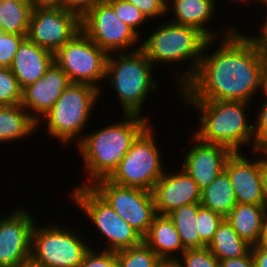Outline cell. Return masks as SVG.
<instances>
[{
  "label": "cell",
  "mask_w": 267,
  "mask_h": 267,
  "mask_svg": "<svg viewBox=\"0 0 267 267\" xmlns=\"http://www.w3.org/2000/svg\"><path fill=\"white\" fill-rule=\"evenodd\" d=\"M37 129V122L22 105L0 106V144L25 139Z\"/></svg>",
  "instance_id": "23"
},
{
  "label": "cell",
  "mask_w": 267,
  "mask_h": 267,
  "mask_svg": "<svg viewBox=\"0 0 267 267\" xmlns=\"http://www.w3.org/2000/svg\"><path fill=\"white\" fill-rule=\"evenodd\" d=\"M31 13L29 0H0V26L6 33L27 36Z\"/></svg>",
  "instance_id": "26"
},
{
  "label": "cell",
  "mask_w": 267,
  "mask_h": 267,
  "mask_svg": "<svg viewBox=\"0 0 267 267\" xmlns=\"http://www.w3.org/2000/svg\"><path fill=\"white\" fill-rule=\"evenodd\" d=\"M136 6L149 20L162 17L167 12V0H126ZM153 18V19H152Z\"/></svg>",
  "instance_id": "36"
},
{
  "label": "cell",
  "mask_w": 267,
  "mask_h": 267,
  "mask_svg": "<svg viewBox=\"0 0 267 267\" xmlns=\"http://www.w3.org/2000/svg\"><path fill=\"white\" fill-rule=\"evenodd\" d=\"M117 16L128 26H130L139 36L140 26L149 21L146 16L133 4L126 0H117L109 3Z\"/></svg>",
  "instance_id": "31"
},
{
  "label": "cell",
  "mask_w": 267,
  "mask_h": 267,
  "mask_svg": "<svg viewBox=\"0 0 267 267\" xmlns=\"http://www.w3.org/2000/svg\"><path fill=\"white\" fill-rule=\"evenodd\" d=\"M259 2H260V5L262 2V4H264L266 6V9H267V0H259L257 3L259 4Z\"/></svg>",
  "instance_id": "50"
},
{
  "label": "cell",
  "mask_w": 267,
  "mask_h": 267,
  "mask_svg": "<svg viewBox=\"0 0 267 267\" xmlns=\"http://www.w3.org/2000/svg\"><path fill=\"white\" fill-rule=\"evenodd\" d=\"M16 267H42V266L34 262L32 259H29L23 263L18 264Z\"/></svg>",
  "instance_id": "45"
},
{
  "label": "cell",
  "mask_w": 267,
  "mask_h": 267,
  "mask_svg": "<svg viewBox=\"0 0 267 267\" xmlns=\"http://www.w3.org/2000/svg\"><path fill=\"white\" fill-rule=\"evenodd\" d=\"M32 9H62L64 0H29Z\"/></svg>",
  "instance_id": "41"
},
{
  "label": "cell",
  "mask_w": 267,
  "mask_h": 267,
  "mask_svg": "<svg viewBox=\"0 0 267 267\" xmlns=\"http://www.w3.org/2000/svg\"><path fill=\"white\" fill-rule=\"evenodd\" d=\"M181 256V259H177L182 267H220V261L207 246L186 249Z\"/></svg>",
  "instance_id": "32"
},
{
  "label": "cell",
  "mask_w": 267,
  "mask_h": 267,
  "mask_svg": "<svg viewBox=\"0 0 267 267\" xmlns=\"http://www.w3.org/2000/svg\"><path fill=\"white\" fill-rule=\"evenodd\" d=\"M190 139L194 141V145L182 159V169L203 190L224 171L226 162L233 151L221 144L203 142L195 135Z\"/></svg>",
  "instance_id": "17"
},
{
  "label": "cell",
  "mask_w": 267,
  "mask_h": 267,
  "mask_svg": "<svg viewBox=\"0 0 267 267\" xmlns=\"http://www.w3.org/2000/svg\"><path fill=\"white\" fill-rule=\"evenodd\" d=\"M81 31L107 54L140 49V36L115 13L109 3L98 2L81 18ZM136 47H134L135 45ZM134 47V48H133Z\"/></svg>",
  "instance_id": "12"
},
{
  "label": "cell",
  "mask_w": 267,
  "mask_h": 267,
  "mask_svg": "<svg viewBox=\"0 0 267 267\" xmlns=\"http://www.w3.org/2000/svg\"><path fill=\"white\" fill-rule=\"evenodd\" d=\"M153 67L140 49L108 54L105 80L109 79L111 88L118 95L124 114L144 116L142 111L147 95L158 88L152 75Z\"/></svg>",
  "instance_id": "5"
},
{
  "label": "cell",
  "mask_w": 267,
  "mask_h": 267,
  "mask_svg": "<svg viewBox=\"0 0 267 267\" xmlns=\"http://www.w3.org/2000/svg\"><path fill=\"white\" fill-rule=\"evenodd\" d=\"M249 1H250V2H252V1H254V2L257 1V2H258L259 0H242V2H245V4H246V2H249Z\"/></svg>",
  "instance_id": "51"
},
{
  "label": "cell",
  "mask_w": 267,
  "mask_h": 267,
  "mask_svg": "<svg viewBox=\"0 0 267 267\" xmlns=\"http://www.w3.org/2000/svg\"><path fill=\"white\" fill-rule=\"evenodd\" d=\"M74 204L89 217L106 238V248L103 250L119 251L136 246L143 241V237L124 221L114 209L101 198L90 186L78 185L71 192Z\"/></svg>",
  "instance_id": "8"
},
{
  "label": "cell",
  "mask_w": 267,
  "mask_h": 267,
  "mask_svg": "<svg viewBox=\"0 0 267 267\" xmlns=\"http://www.w3.org/2000/svg\"><path fill=\"white\" fill-rule=\"evenodd\" d=\"M262 93H267V55L262 56Z\"/></svg>",
  "instance_id": "43"
},
{
  "label": "cell",
  "mask_w": 267,
  "mask_h": 267,
  "mask_svg": "<svg viewBox=\"0 0 267 267\" xmlns=\"http://www.w3.org/2000/svg\"><path fill=\"white\" fill-rule=\"evenodd\" d=\"M266 205L237 203L225 217L236 233L251 246L263 242Z\"/></svg>",
  "instance_id": "21"
},
{
  "label": "cell",
  "mask_w": 267,
  "mask_h": 267,
  "mask_svg": "<svg viewBox=\"0 0 267 267\" xmlns=\"http://www.w3.org/2000/svg\"><path fill=\"white\" fill-rule=\"evenodd\" d=\"M263 243L267 245V212L265 214V232H264Z\"/></svg>",
  "instance_id": "47"
},
{
  "label": "cell",
  "mask_w": 267,
  "mask_h": 267,
  "mask_svg": "<svg viewBox=\"0 0 267 267\" xmlns=\"http://www.w3.org/2000/svg\"><path fill=\"white\" fill-rule=\"evenodd\" d=\"M148 121L146 115L123 114L120 123L105 125L88 135L85 133L76 145L85 164L86 176L90 178L83 180L82 186H91L99 179L108 178L129 151L132 142L150 124Z\"/></svg>",
  "instance_id": "2"
},
{
  "label": "cell",
  "mask_w": 267,
  "mask_h": 267,
  "mask_svg": "<svg viewBox=\"0 0 267 267\" xmlns=\"http://www.w3.org/2000/svg\"><path fill=\"white\" fill-rule=\"evenodd\" d=\"M149 124L132 142L117 168L107 178L114 184L152 190L165 172L154 129Z\"/></svg>",
  "instance_id": "7"
},
{
  "label": "cell",
  "mask_w": 267,
  "mask_h": 267,
  "mask_svg": "<svg viewBox=\"0 0 267 267\" xmlns=\"http://www.w3.org/2000/svg\"><path fill=\"white\" fill-rule=\"evenodd\" d=\"M90 248L83 257L80 267H119L116 252Z\"/></svg>",
  "instance_id": "34"
},
{
  "label": "cell",
  "mask_w": 267,
  "mask_h": 267,
  "mask_svg": "<svg viewBox=\"0 0 267 267\" xmlns=\"http://www.w3.org/2000/svg\"><path fill=\"white\" fill-rule=\"evenodd\" d=\"M258 151L267 157V141L258 149Z\"/></svg>",
  "instance_id": "46"
},
{
  "label": "cell",
  "mask_w": 267,
  "mask_h": 267,
  "mask_svg": "<svg viewBox=\"0 0 267 267\" xmlns=\"http://www.w3.org/2000/svg\"><path fill=\"white\" fill-rule=\"evenodd\" d=\"M53 63L54 53L26 38L21 43L10 69L23 89L43 77Z\"/></svg>",
  "instance_id": "19"
},
{
  "label": "cell",
  "mask_w": 267,
  "mask_h": 267,
  "mask_svg": "<svg viewBox=\"0 0 267 267\" xmlns=\"http://www.w3.org/2000/svg\"><path fill=\"white\" fill-rule=\"evenodd\" d=\"M266 97L259 114L253 124L254 151L258 150L267 141V93H262Z\"/></svg>",
  "instance_id": "35"
},
{
  "label": "cell",
  "mask_w": 267,
  "mask_h": 267,
  "mask_svg": "<svg viewBox=\"0 0 267 267\" xmlns=\"http://www.w3.org/2000/svg\"><path fill=\"white\" fill-rule=\"evenodd\" d=\"M81 31V18L62 9H32L26 38L56 53Z\"/></svg>",
  "instance_id": "13"
},
{
  "label": "cell",
  "mask_w": 267,
  "mask_h": 267,
  "mask_svg": "<svg viewBox=\"0 0 267 267\" xmlns=\"http://www.w3.org/2000/svg\"><path fill=\"white\" fill-rule=\"evenodd\" d=\"M224 217L221 214L213 212L201 206L197 212V230L201 241L208 246L212 241L218 226L223 221Z\"/></svg>",
  "instance_id": "30"
},
{
  "label": "cell",
  "mask_w": 267,
  "mask_h": 267,
  "mask_svg": "<svg viewBox=\"0 0 267 267\" xmlns=\"http://www.w3.org/2000/svg\"><path fill=\"white\" fill-rule=\"evenodd\" d=\"M22 89L10 68L0 67V106L21 105Z\"/></svg>",
  "instance_id": "29"
},
{
  "label": "cell",
  "mask_w": 267,
  "mask_h": 267,
  "mask_svg": "<svg viewBox=\"0 0 267 267\" xmlns=\"http://www.w3.org/2000/svg\"><path fill=\"white\" fill-rule=\"evenodd\" d=\"M0 218V267H16L31 259L35 218L24 208Z\"/></svg>",
  "instance_id": "14"
},
{
  "label": "cell",
  "mask_w": 267,
  "mask_h": 267,
  "mask_svg": "<svg viewBox=\"0 0 267 267\" xmlns=\"http://www.w3.org/2000/svg\"><path fill=\"white\" fill-rule=\"evenodd\" d=\"M113 1H117V0H99V2L101 3H111Z\"/></svg>",
  "instance_id": "49"
},
{
  "label": "cell",
  "mask_w": 267,
  "mask_h": 267,
  "mask_svg": "<svg viewBox=\"0 0 267 267\" xmlns=\"http://www.w3.org/2000/svg\"><path fill=\"white\" fill-rule=\"evenodd\" d=\"M143 241L160 259H177L178 252L182 254L186 250L173 221L168 215L157 214L154 217Z\"/></svg>",
  "instance_id": "22"
},
{
  "label": "cell",
  "mask_w": 267,
  "mask_h": 267,
  "mask_svg": "<svg viewBox=\"0 0 267 267\" xmlns=\"http://www.w3.org/2000/svg\"><path fill=\"white\" fill-rule=\"evenodd\" d=\"M207 247L219 261L244 256L251 250V245L236 233L226 218Z\"/></svg>",
  "instance_id": "25"
},
{
  "label": "cell",
  "mask_w": 267,
  "mask_h": 267,
  "mask_svg": "<svg viewBox=\"0 0 267 267\" xmlns=\"http://www.w3.org/2000/svg\"><path fill=\"white\" fill-rule=\"evenodd\" d=\"M99 0H64V9L76 13L82 18Z\"/></svg>",
  "instance_id": "37"
},
{
  "label": "cell",
  "mask_w": 267,
  "mask_h": 267,
  "mask_svg": "<svg viewBox=\"0 0 267 267\" xmlns=\"http://www.w3.org/2000/svg\"><path fill=\"white\" fill-rule=\"evenodd\" d=\"M264 23L260 26V34L252 36L251 34L247 38L253 43L255 49L262 55H267V14ZM264 24V25H263ZM251 36V37H250Z\"/></svg>",
  "instance_id": "38"
},
{
  "label": "cell",
  "mask_w": 267,
  "mask_h": 267,
  "mask_svg": "<svg viewBox=\"0 0 267 267\" xmlns=\"http://www.w3.org/2000/svg\"><path fill=\"white\" fill-rule=\"evenodd\" d=\"M6 34L5 30L0 26V40Z\"/></svg>",
  "instance_id": "48"
},
{
  "label": "cell",
  "mask_w": 267,
  "mask_h": 267,
  "mask_svg": "<svg viewBox=\"0 0 267 267\" xmlns=\"http://www.w3.org/2000/svg\"><path fill=\"white\" fill-rule=\"evenodd\" d=\"M251 155H261L249 160L241 152H233L228 158L224 171L228 174L239 204L266 205L263 195L261 157L258 150Z\"/></svg>",
  "instance_id": "15"
},
{
  "label": "cell",
  "mask_w": 267,
  "mask_h": 267,
  "mask_svg": "<svg viewBox=\"0 0 267 267\" xmlns=\"http://www.w3.org/2000/svg\"><path fill=\"white\" fill-rule=\"evenodd\" d=\"M108 54L80 31L55 54L54 62L67 74L71 83H85L100 90L105 79Z\"/></svg>",
  "instance_id": "10"
},
{
  "label": "cell",
  "mask_w": 267,
  "mask_h": 267,
  "mask_svg": "<svg viewBox=\"0 0 267 267\" xmlns=\"http://www.w3.org/2000/svg\"><path fill=\"white\" fill-rule=\"evenodd\" d=\"M114 211L144 237L157 215L150 191L114 184L107 178L90 186Z\"/></svg>",
  "instance_id": "11"
},
{
  "label": "cell",
  "mask_w": 267,
  "mask_h": 267,
  "mask_svg": "<svg viewBox=\"0 0 267 267\" xmlns=\"http://www.w3.org/2000/svg\"><path fill=\"white\" fill-rule=\"evenodd\" d=\"M119 267H156L161 260L144 242L116 251Z\"/></svg>",
  "instance_id": "28"
},
{
  "label": "cell",
  "mask_w": 267,
  "mask_h": 267,
  "mask_svg": "<svg viewBox=\"0 0 267 267\" xmlns=\"http://www.w3.org/2000/svg\"><path fill=\"white\" fill-rule=\"evenodd\" d=\"M70 83L67 74L54 62L43 77L22 89L21 105L31 111L37 127Z\"/></svg>",
  "instance_id": "18"
},
{
  "label": "cell",
  "mask_w": 267,
  "mask_h": 267,
  "mask_svg": "<svg viewBox=\"0 0 267 267\" xmlns=\"http://www.w3.org/2000/svg\"><path fill=\"white\" fill-rule=\"evenodd\" d=\"M220 267H255L251 250L244 256L220 261Z\"/></svg>",
  "instance_id": "39"
},
{
  "label": "cell",
  "mask_w": 267,
  "mask_h": 267,
  "mask_svg": "<svg viewBox=\"0 0 267 267\" xmlns=\"http://www.w3.org/2000/svg\"><path fill=\"white\" fill-rule=\"evenodd\" d=\"M156 267H182L178 259H161Z\"/></svg>",
  "instance_id": "44"
},
{
  "label": "cell",
  "mask_w": 267,
  "mask_h": 267,
  "mask_svg": "<svg viewBox=\"0 0 267 267\" xmlns=\"http://www.w3.org/2000/svg\"><path fill=\"white\" fill-rule=\"evenodd\" d=\"M261 174H262L263 195L267 207V157L264 155H262L261 158Z\"/></svg>",
  "instance_id": "42"
},
{
  "label": "cell",
  "mask_w": 267,
  "mask_h": 267,
  "mask_svg": "<svg viewBox=\"0 0 267 267\" xmlns=\"http://www.w3.org/2000/svg\"><path fill=\"white\" fill-rule=\"evenodd\" d=\"M177 171L170 174L165 170L151 190L159 215H168L182 206L200 203L201 189L197 183L184 169Z\"/></svg>",
  "instance_id": "16"
},
{
  "label": "cell",
  "mask_w": 267,
  "mask_h": 267,
  "mask_svg": "<svg viewBox=\"0 0 267 267\" xmlns=\"http://www.w3.org/2000/svg\"><path fill=\"white\" fill-rule=\"evenodd\" d=\"M38 226L32 230L31 259L42 267H80L90 249L72 227Z\"/></svg>",
  "instance_id": "9"
},
{
  "label": "cell",
  "mask_w": 267,
  "mask_h": 267,
  "mask_svg": "<svg viewBox=\"0 0 267 267\" xmlns=\"http://www.w3.org/2000/svg\"><path fill=\"white\" fill-rule=\"evenodd\" d=\"M26 39L24 35L6 33L0 40V67L10 68L14 57Z\"/></svg>",
  "instance_id": "33"
},
{
  "label": "cell",
  "mask_w": 267,
  "mask_h": 267,
  "mask_svg": "<svg viewBox=\"0 0 267 267\" xmlns=\"http://www.w3.org/2000/svg\"><path fill=\"white\" fill-rule=\"evenodd\" d=\"M251 253L255 267H267V245L265 243L251 246Z\"/></svg>",
  "instance_id": "40"
},
{
  "label": "cell",
  "mask_w": 267,
  "mask_h": 267,
  "mask_svg": "<svg viewBox=\"0 0 267 267\" xmlns=\"http://www.w3.org/2000/svg\"><path fill=\"white\" fill-rule=\"evenodd\" d=\"M207 40L197 28L165 21L142 41L140 50L153 65L191 61L187 70L175 75L178 89H181L194 76Z\"/></svg>",
  "instance_id": "4"
},
{
  "label": "cell",
  "mask_w": 267,
  "mask_h": 267,
  "mask_svg": "<svg viewBox=\"0 0 267 267\" xmlns=\"http://www.w3.org/2000/svg\"><path fill=\"white\" fill-rule=\"evenodd\" d=\"M215 1L216 0H171L169 2L167 0V13L173 10L172 12L175 15L173 17L174 19L169 21L175 24L197 28L208 39H218V35L220 34L217 33V31H210L207 27L208 22L213 19V15L216 13L215 5L217 3H215Z\"/></svg>",
  "instance_id": "20"
},
{
  "label": "cell",
  "mask_w": 267,
  "mask_h": 267,
  "mask_svg": "<svg viewBox=\"0 0 267 267\" xmlns=\"http://www.w3.org/2000/svg\"><path fill=\"white\" fill-rule=\"evenodd\" d=\"M200 207V203H193L175 209L168 214L180 235L182 245L185 249L206 246L200 239L196 224L197 212Z\"/></svg>",
  "instance_id": "27"
},
{
  "label": "cell",
  "mask_w": 267,
  "mask_h": 267,
  "mask_svg": "<svg viewBox=\"0 0 267 267\" xmlns=\"http://www.w3.org/2000/svg\"><path fill=\"white\" fill-rule=\"evenodd\" d=\"M184 101V102H183ZM183 104L197 109L200 121L194 135L206 143L221 144L233 152L252 144L254 151L253 123L249 124L250 103L241 101L182 100ZM248 106V107H247ZM248 144V145H247Z\"/></svg>",
  "instance_id": "3"
},
{
  "label": "cell",
  "mask_w": 267,
  "mask_h": 267,
  "mask_svg": "<svg viewBox=\"0 0 267 267\" xmlns=\"http://www.w3.org/2000/svg\"><path fill=\"white\" fill-rule=\"evenodd\" d=\"M201 206L221 214L224 218L237 204L228 174L223 171L209 186L201 190Z\"/></svg>",
  "instance_id": "24"
},
{
  "label": "cell",
  "mask_w": 267,
  "mask_h": 267,
  "mask_svg": "<svg viewBox=\"0 0 267 267\" xmlns=\"http://www.w3.org/2000/svg\"><path fill=\"white\" fill-rule=\"evenodd\" d=\"M100 96V90L92 85L70 83L54 106L41 119L42 123L43 120L46 122L45 131L52 138L60 140L58 142L63 145L75 141L77 145L84 137L81 135L82 131L86 129Z\"/></svg>",
  "instance_id": "6"
},
{
  "label": "cell",
  "mask_w": 267,
  "mask_h": 267,
  "mask_svg": "<svg viewBox=\"0 0 267 267\" xmlns=\"http://www.w3.org/2000/svg\"><path fill=\"white\" fill-rule=\"evenodd\" d=\"M222 34V43L213 53L205 54L217 39L206 41L194 76L178 90L180 100L251 103L257 92H262V55L248 34L235 27L225 28Z\"/></svg>",
  "instance_id": "1"
}]
</instances>
